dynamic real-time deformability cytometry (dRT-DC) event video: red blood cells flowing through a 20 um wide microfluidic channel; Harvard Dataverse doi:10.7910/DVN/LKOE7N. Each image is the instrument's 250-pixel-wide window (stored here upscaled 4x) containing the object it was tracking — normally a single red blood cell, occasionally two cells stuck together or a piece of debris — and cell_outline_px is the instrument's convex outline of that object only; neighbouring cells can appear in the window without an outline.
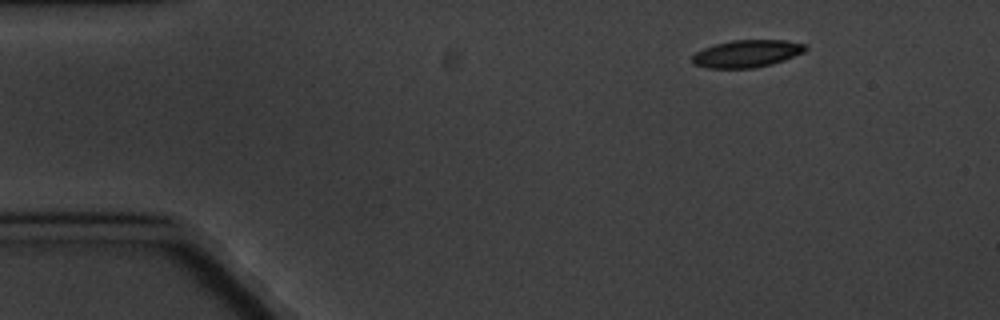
{"species": "common noctule bat (a hibernating species)", "species_latin": "Nyctalus noctula", "temperature_condition": "cold", "stored_images_in_passage": 6, "camera_frame_rate_fps": 3000, "um_per_image_px": 0.085, "animal": {"sex": "male", "body_mass_g": 20.1, "forearm_length_mm": 53.5}, "frame": {"image": 1, "passage_image": 1, "time_ms": 0.0, "image_size_px": [1000, 320], "cell_outline_px": [[808, 48], [804, 52], [784, 60], [772, 64], [756, 68], [708, 68], [692, 64], [692, 56], [696, 52], [704, 48], [716, 44], [732, 40], [784, 40], [804, 44]], "centroid_in_image_um": [63.48, 4.56], "position_along_channel_um": 21.5, "area_um2": 18.03}}
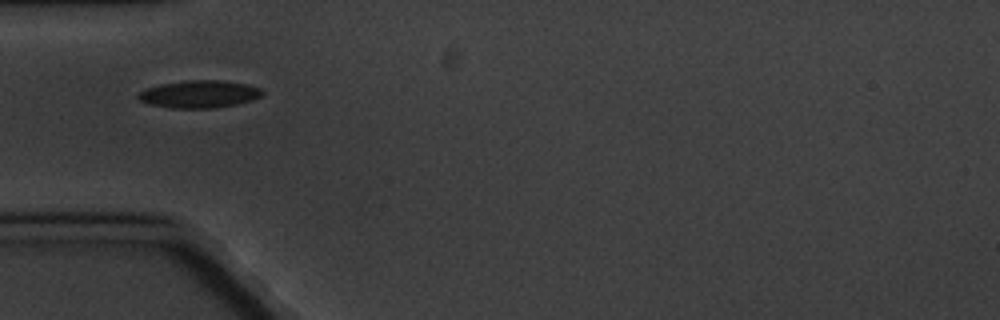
{"frame": {"image": 2, "passage_image": 4, "time_ms": 3.667, "image_size_px": [1000, 320], "cell_outline_px": [[264, 92], [260, 96], [252, 100], [236, 104], [216, 108], [172, 108], [148, 104], [136, 100], [136, 96], [140, 92], [148, 88], [160, 84], [188, 80], [216, 80], [248, 84], [260, 88]], "centroid_in_image_um": [16.91, 8.01], "position_along_channel_um": 68.1, "area_um2": 19.88}}